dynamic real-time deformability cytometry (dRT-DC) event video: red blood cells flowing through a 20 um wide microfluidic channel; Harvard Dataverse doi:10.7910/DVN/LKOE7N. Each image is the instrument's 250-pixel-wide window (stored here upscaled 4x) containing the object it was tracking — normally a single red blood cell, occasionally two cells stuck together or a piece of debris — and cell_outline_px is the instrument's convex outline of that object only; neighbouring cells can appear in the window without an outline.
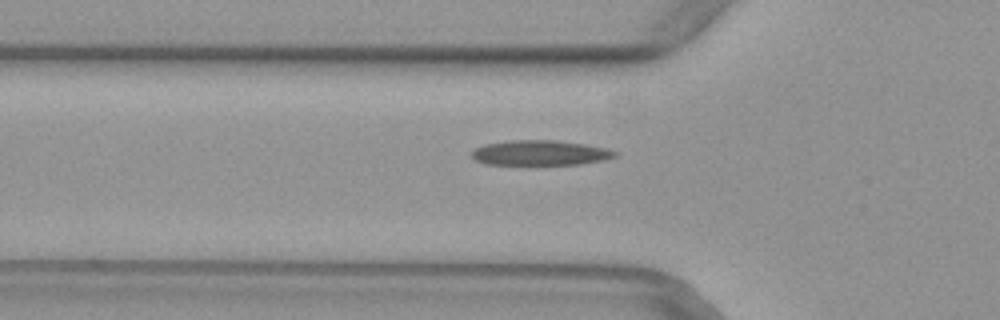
{"species": "common noctule bat (a hibernating species)", "species_latin": "Nyctalus noctula", "temperature_condition": "warm", "stored_images_in_passage": 36, "camera_frame_rate_fps": 3000, "um_per_image_px": 0.085, "animal": {"sex": "female", "body_mass_g": 29.2, "forearm_length_mm": 56.3}, "frame": {"image": 1, "passage_image": 6, "time_ms": 1.667, "image_size_px": [1000, 320], "cell_outline_px": [[616, 156], [604, 160], [580, 164], [484, 164], [476, 160], [472, 156], [472, 152], [476, 148], [484, 144], [508, 140], [556, 140], [584, 144], [604, 148], [616, 152]], "centroid_in_image_um": [45.88, 12.98], "position_along_channel_um": 79.9, "area_um2": 20.69}}
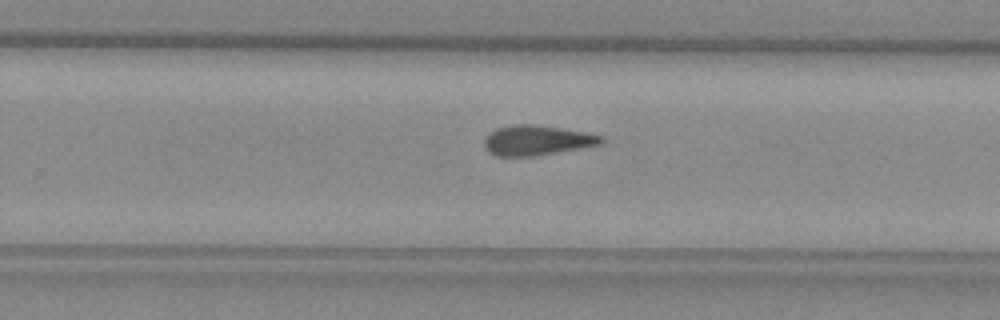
{"frame": {"image": 2, "passage_image": 21, "time_ms": 6.667, "image_size_px": [1000, 320], "cell_outline_px": [[604, 140], [600, 144], [532, 156], [496, 156], [488, 152], [484, 144], [484, 140], [496, 128], [516, 124], [532, 124], [560, 128], [584, 132], [604, 136]], "centroid_in_image_um": [45.61, 11.92], "position_along_channel_um": 284.2, "area_um2": 20.0}}